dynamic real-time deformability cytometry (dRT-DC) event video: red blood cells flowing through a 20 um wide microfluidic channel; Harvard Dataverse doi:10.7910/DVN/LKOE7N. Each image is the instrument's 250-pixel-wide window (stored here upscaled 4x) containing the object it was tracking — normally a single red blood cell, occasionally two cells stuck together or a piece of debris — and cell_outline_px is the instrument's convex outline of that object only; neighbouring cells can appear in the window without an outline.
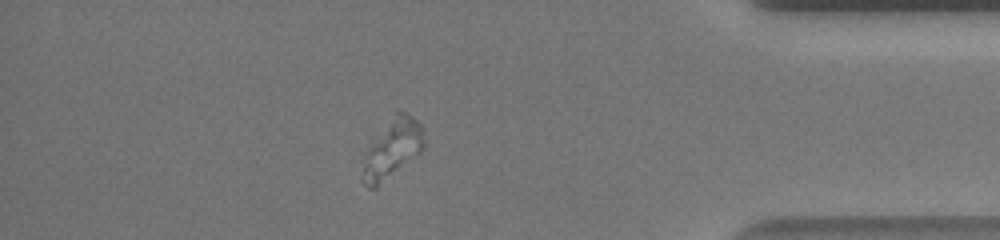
{"species": "human", "species_latin": "Homo sapiens", "temperature_condition": "warm", "stored_images_in_passage": 46, "camera_frame_rate_fps": 3000, "um_per_image_px": 0.085, "donor": {"sex": "female"}, "frame": {"image": 1, "passage_image": 40, "time_ms": 13.0, "image_size_px": [1000, 240], "cell_outline_px": [[424, 148], [420, 152], [376, 188], [368, 188], [364, 184], [364, 164], [368, 152], [372, 144], [396, 108], [400, 108], [412, 116], [420, 124], [424, 140]], "centroid_in_image_um": [33.4, 12.59], "position_along_channel_um": 401.8, "area_um2": 20.35}}